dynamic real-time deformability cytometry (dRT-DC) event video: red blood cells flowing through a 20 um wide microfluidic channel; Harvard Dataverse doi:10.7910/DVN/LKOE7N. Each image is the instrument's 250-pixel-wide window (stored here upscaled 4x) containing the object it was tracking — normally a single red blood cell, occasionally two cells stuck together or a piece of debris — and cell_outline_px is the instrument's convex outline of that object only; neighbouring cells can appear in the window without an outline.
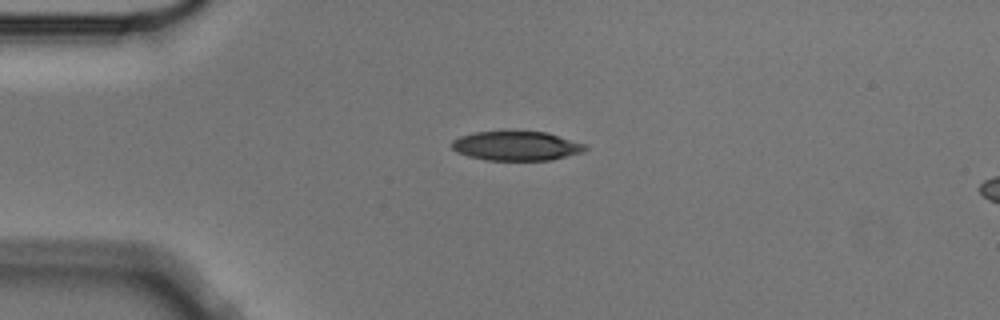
{"species": "Egyptian fruit bat (a non-hibernating species)", "species_latin": "Rousettus aegyptiacus", "temperature_condition": "cold", "stored_images_in_passage": 3, "camera_frame_rate_fps": 3000, "um_per_image_px": 0.085, "animal": {"sex": "male"}, "frame": {"image": 1, "passage_image": 1, "time_ms": 0.0, "image_size_px": [1000, 320], "cell_outline_px": [[588, 148], [580, 152], [552, 160], [488, 160], [468, 156], [456, 152], [452, 148], [452, 140], [460, 136], [476, 132], [548, 132], [584, 144]], "centroid_in_image_um": [43.87, 12.41], "position_along_channel_um": 41.1, "area_um2": 22.48}}
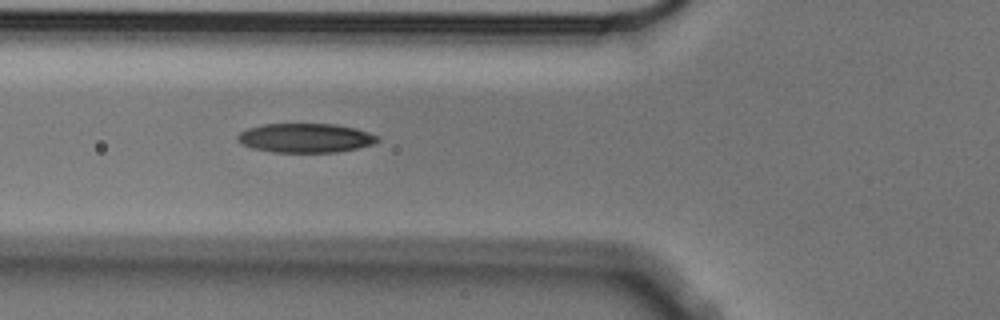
{"frame": {"image": 2, "passage_image": 3, "time_ms": 0.667, "image_size_px": [1000, 320], "cell_outline_px": [[380, 140], [372, 144], [356, 148], [336, 152], [272, 152], [252, 148], [240, 144], [236, 140], [236, 136], [240, 132], [248, 128], [264, 124], [336, 124], [356, 128], [380, 136]], "centroid_in_image_um": [25.94, 11.72], "position_along_channel_um": 99.9, "area_um2": 23.93}}